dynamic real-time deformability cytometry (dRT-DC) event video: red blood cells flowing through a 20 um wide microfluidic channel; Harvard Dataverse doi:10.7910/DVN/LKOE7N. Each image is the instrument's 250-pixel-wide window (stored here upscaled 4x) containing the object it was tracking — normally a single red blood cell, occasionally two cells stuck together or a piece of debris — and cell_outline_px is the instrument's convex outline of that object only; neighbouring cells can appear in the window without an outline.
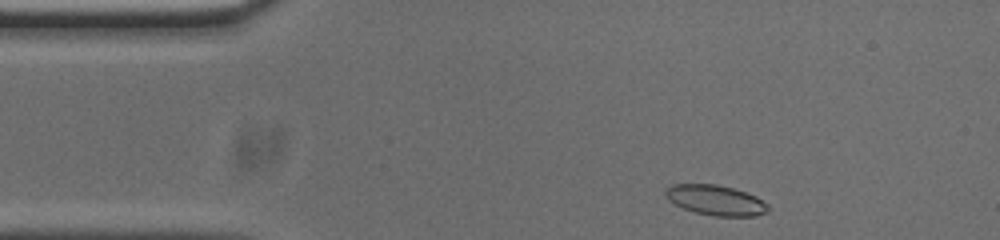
{"species": "common noctule bat (a hibernating species)", "species_latin": "Nyctalus noctula", "temperature_condition": "cold", "stored_images_in_passage": 47, "camera_frame_rate_fps": 3000, "um_per_image_px": 0.085, "animal": {"sex": "male", "body_mass_g": 20.0, "forearm_length_mm": 53.3}, "frame": {"image": 1, "passage_image": 1, "time_ms": 0.0, "image_size_px": [1000, 240], "cell_outline_px": [[768, 212], [756, 216], [712, 216], [696, 212], [684, 208], [668, 200], [664, 192], [672, 184], [716, 184], [732, 188], [756, 196], [768, 204]], "centroid_in_image_um": [60.85, 17.02], "position_along_channel_um": 24.2, "area_um2": 17.92}}
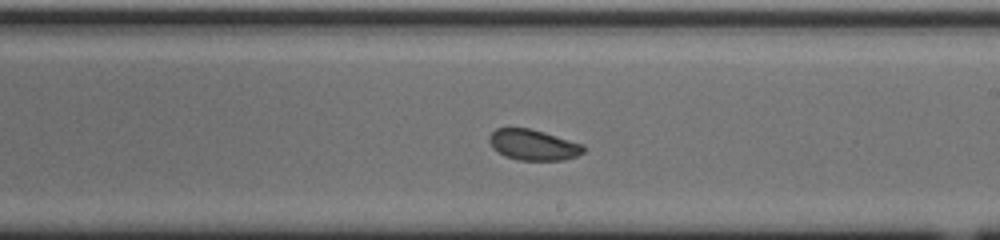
{"frame": {"image": 2, "passage_image": 23, "time_ms": 7.333, "image_size_px": [1000, 240], "cell_outline_px": [[584, 152], [576, 156], [564, 160], [516, 160], [504, 156], [492, 148], [488, 140], [488, 136], [496, 128], [528, 128], [544, 132], [584, 144]], "centroid_in_image_um": [45.3, 12.32], "position_along_channel_um": 243.7, "area_um2": 16.99}}
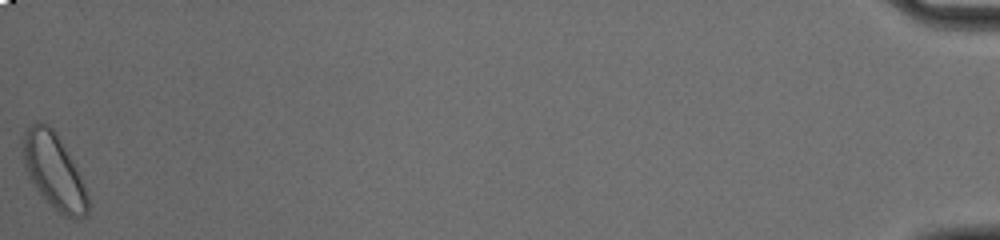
{"frame": {"image": 3, "passage_image": 47, "time_ms": 15.333, "image_size_px": [1000, 240], "cell_outline_px": [[88, 212], [84, 216], [72, 220], [64, 216], [36, 188], [28, 176], [24, 168], [24, 132], [36, 120], [40, 120], [48, 124], [56, 132], [76, 168], [88, 196]], "centroid_in_image_um": [4.58, 14.53], "position_along_channel_um": 430.6, "area_um2": 27.74}, "authors_computed_cell_mechanics": {"area_um2": 18.0336, "velocity_mm_per_s": 3.7232, "shape_relaxation_time_tau1_ms": 7.7213, "shape_relaxation_time_tau2_ms": 2.1142, "deformation_change_tau1": 0.118, "deformation_change_tau2": 0.0627}}